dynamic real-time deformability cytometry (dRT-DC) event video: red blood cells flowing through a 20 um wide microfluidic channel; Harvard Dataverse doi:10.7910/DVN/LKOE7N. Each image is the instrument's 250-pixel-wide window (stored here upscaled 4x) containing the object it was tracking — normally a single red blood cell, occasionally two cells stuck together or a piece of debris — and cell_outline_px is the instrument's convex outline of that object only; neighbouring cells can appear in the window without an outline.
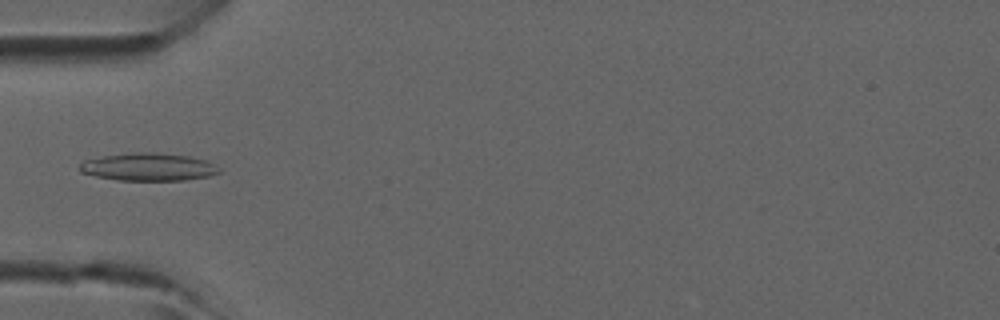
{"species": "common noctule bat (a hibernating species)", "species_latin": "Nyctalus noctula", "temperature_condition": "room temperature", "stored_images_in_passage": 6, "camera_frame_rate_fps": 3000, "um_per_image_px": 0.085, "animal": {"sex": "male", "forearm_length_mm": 52.5}, "frame": {"image": 1, "passage_image": 5, "time_ms": 1.333, "image_size_px": [1000, 320], "cell_outline_px": [[220, 172], [208, 176], [184, 180], [120, 180], [96, 176], [80, 172], [80, 164], [84, 160], [104, 156], [132, 152], [152, 152], [188, 156], [208, 160], [220, 168]], "centroid_in_image_um": [12.63, 14.18], "position_along_channel_um": 72.4, "area_um2": 22.43}}
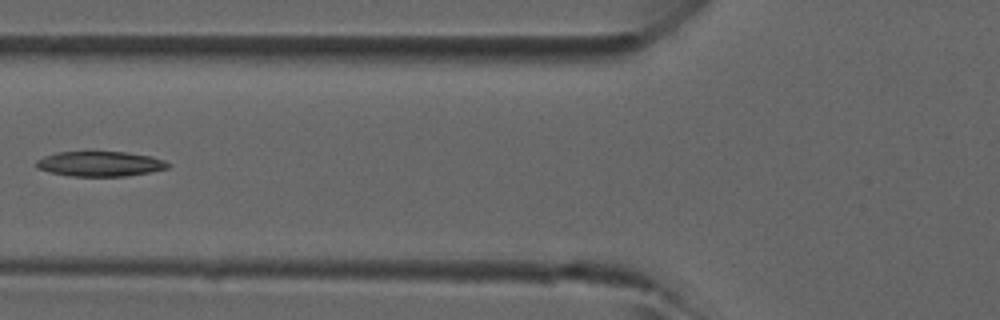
{"frame": {"image": 2, "passage_image": 6, "time_ms": 1.667, "image_size_px": [1000, 320], "cell_outline_px": [[172, 164], [168, 168], [148, 172], [124, 176], [72, 176], [52, 172], [36, 168], [36, 160], [44, 156], [56, 152], [124, 152], [152, 156], [164, 160]], "centroid_in_image_um": [8.51, 13.92], "position_along_channel_um": 117.3, "area_um2": 19.07}}